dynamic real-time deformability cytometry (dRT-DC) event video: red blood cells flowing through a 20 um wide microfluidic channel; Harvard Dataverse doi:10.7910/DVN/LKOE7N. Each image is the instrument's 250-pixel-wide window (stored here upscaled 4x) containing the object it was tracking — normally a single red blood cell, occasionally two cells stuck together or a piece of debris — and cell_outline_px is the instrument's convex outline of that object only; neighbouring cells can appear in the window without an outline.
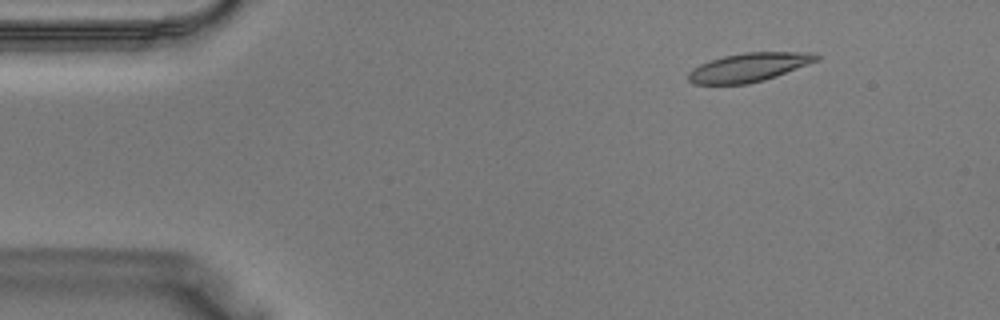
{"species": "Egyptian fruit bat (a non-hibernating species)", "species_latin": "Rousettus aegyptiacus", "temperature_condition": "warm", "stored_images_in_passage": 39, "camera_frame_rate_fps": 3000, "um_per_image_px": 0.085, "animal": {"sex": "male"}, "frame": {"image": 1, "passage_image": 5, "time_ms": 1.333, "image_size_px": [1000, 320], "cell_outline_px": [[820, 60], [776, 76], [764, 80], [748, 84], [692, 84], [688, 80], [688, 72], [692, 68], [700, 64], [724, 56], [744, 52], [812, 52], [820, 56]], "centroid_in_image_um": [63.66, 5.72], "position_along_channel_um": 21.3, "area_um2": 21.5}}
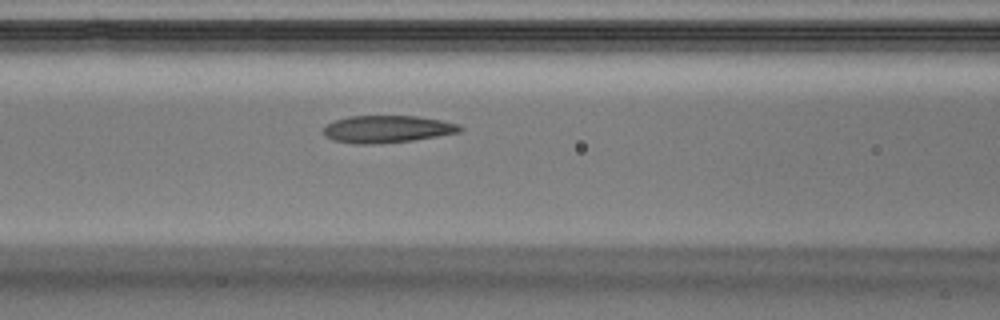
{"frame": {"image": 2, "passage_image": 16, "time_ms": 5.0, "image_size_px": [1000, 320], "cell_outline_px": [[464, 128], [460, 132], [412, 140], [368, 144], [356, 144], [332, 140], [324, 136], [324, 128], [328, 124], [336, 120], [348, 116], [416, 116], [440, 120], [460, 124]], "centroid_in_image_um": [32.91, 10.97], "position_along_channel_um": 133.7, "area_um2": 21.5}}
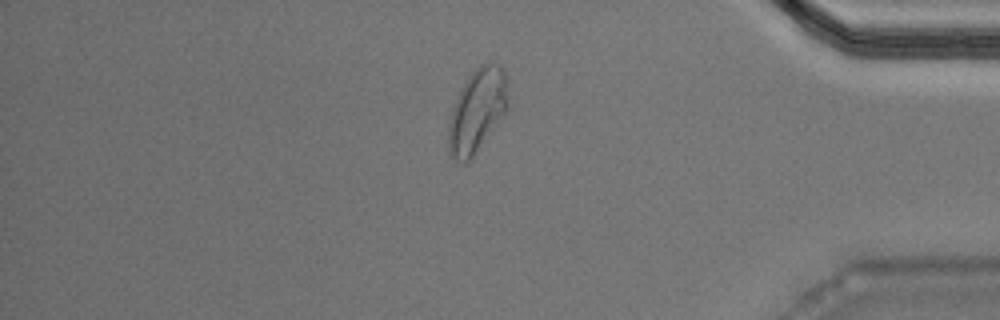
{"frame": {"image": 3, "passage_image": 33, "time_ms": 10.667, "image_size_px": [1000, 320], "cell_outline_px": [[508, 108], [500, 120], [472, 156], [464, 164], [456, 160], [452, 156], [448, 148], [448, 124], [452, 108], [468, 76], [480, 64], [488, 60], [500, 64], [508, 80]], "centroid_in_image_um": [40.58, 9.34], "position_along_channel_um": 394.6, "area_um2": 28.9}}